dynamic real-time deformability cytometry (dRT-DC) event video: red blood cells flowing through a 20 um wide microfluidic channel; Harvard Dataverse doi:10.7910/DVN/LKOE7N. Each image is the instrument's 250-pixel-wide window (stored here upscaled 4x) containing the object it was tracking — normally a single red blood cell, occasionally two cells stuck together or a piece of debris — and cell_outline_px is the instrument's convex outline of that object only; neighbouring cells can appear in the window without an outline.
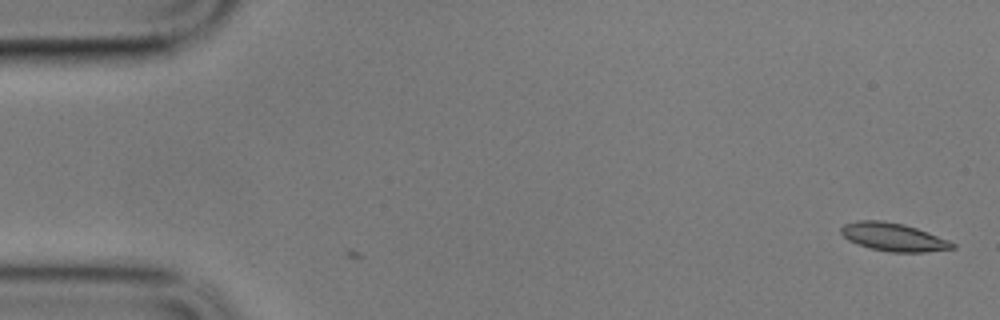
{"species": "common noctule bat (a hibernating species)", "species_latin": "Nyctalus noctula", "temperature_condition": "cold", "stored_images_in_passage": 3, "camera_frame_rate_fps": 3000, "um_per_image_px": 0.085, "animal": {"sex": "male", "body_mass_g": 17.9}, "frame": {"image": 1, "passage_image": 3, "time_ms": 0.667, "image_size_px": [1000, 320], "cell_outline_px": [[956, 248], [924, 252], [888, 252], [872, 248], [848, 240], [840, 232], [840, 228], [844, 224], [856, 220], [884, 220], [904, 224], [928, 232], [948, 240], [956, 244]], "centroid_in_image_um": [75.94, 20.13], "position_along_channel_um": 9.1, "area_um2": 18.21}}